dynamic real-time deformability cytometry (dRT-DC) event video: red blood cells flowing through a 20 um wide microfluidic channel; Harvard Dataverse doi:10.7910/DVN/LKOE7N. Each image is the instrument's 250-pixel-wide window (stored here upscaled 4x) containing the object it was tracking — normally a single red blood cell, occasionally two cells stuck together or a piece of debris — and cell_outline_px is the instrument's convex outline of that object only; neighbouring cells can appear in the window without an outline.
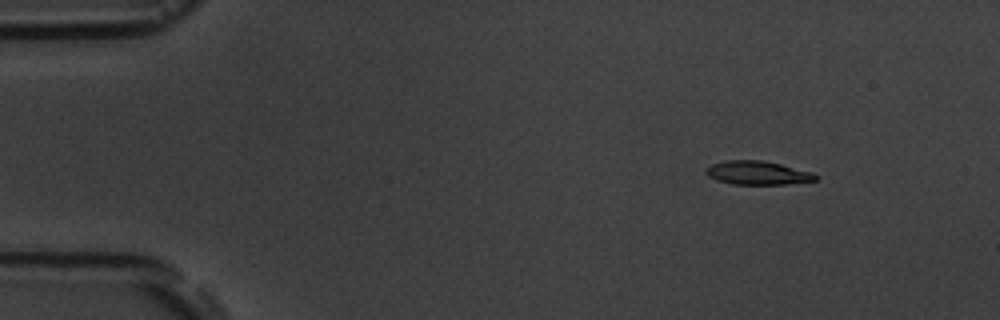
{"species": "common noctule bat (a hibernating species)", "species_latin": "Nyctalus noctula", "temperature_condition": "room temperature", "stored_images_in_passage": 5, "camera_frame_rate_fps": 3000, "um_per_image_px": 0.085, "animal": {"sex": "male", "body_mass_g": 19.5, "forearm_length_mm": 54.6}, "frame": {"image": 1, "passage_image": 2, "time_ms": 1.333, "image_size_px": [1000, 320], "cell_outline_px": [[820, 176], [816, 180], [788, 184], [732, 184], [716, 180], [708, 176], [704, 172], [704, 168], [712, 164], [728, 160], [760, 160], [780, 164], [812, 172]], "centroid_in_image_um": [64.37, 14.7], "position_along_channel_um": 20.6, "area_um2": 15.14}}
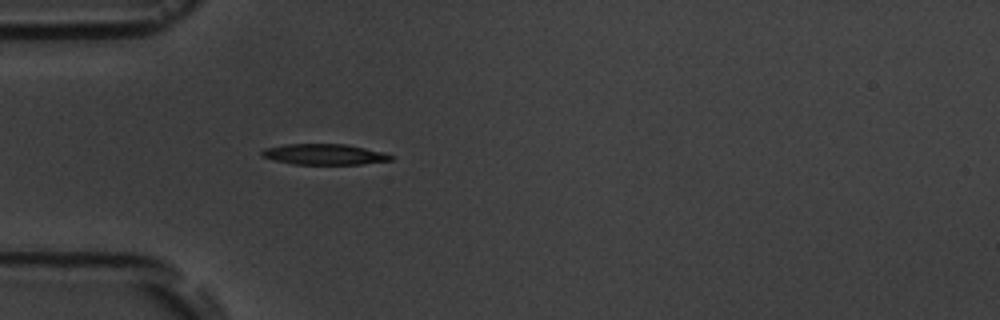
{"frame": {"image": 2, "passage_image": 5, "time_ms": 4.667, "image_size_px": [1000, 320], "cell_outline_px": [[392, 160], [360, 164], [292, 164], [260, 156], [260, 152], [264, 148], [284, 144], [348, 144], [384, 152], [392, 156]], "centroid_in_image_um": [27.54, 13.11], "position_along_channel_um": 57.5, "area_um2": 15.61}}